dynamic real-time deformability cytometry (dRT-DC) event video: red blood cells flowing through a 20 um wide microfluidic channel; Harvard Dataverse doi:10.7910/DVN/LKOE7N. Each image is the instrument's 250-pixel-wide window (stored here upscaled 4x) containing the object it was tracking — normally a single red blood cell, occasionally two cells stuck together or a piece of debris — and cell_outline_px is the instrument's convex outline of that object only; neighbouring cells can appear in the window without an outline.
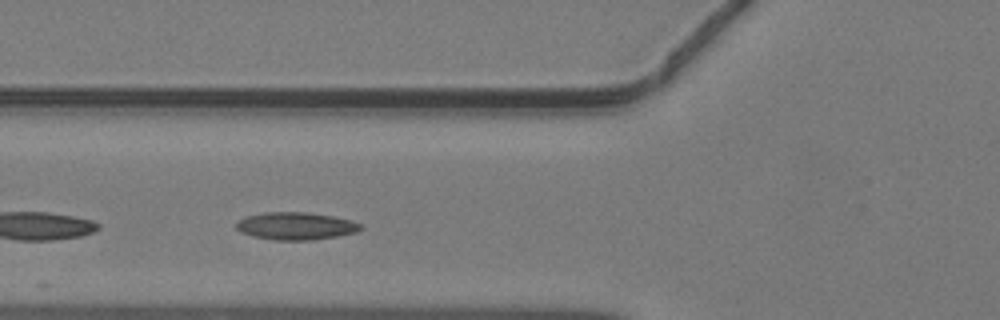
{"species": "common noctule bat (a hibernating species)", "species_latin": "Nyctalus noctula", "temperature_condition": "warm", "stored_images_in_passage": 13, "camera_frame_rate_fps": 3000, "um_per_image_px": 0.085, "animal": {"sex": "male", "body_mass_g": 19.2, "forearm_length_mm": 51.8}, "frame": {"image": 1, "passage_image": 4, "time_ms": 1.0, "image_size_px": [1000, 320], "cell_outline_px": [[364, 228], [356, 232], [336, 236], [312, 240], [276, 240], [252, 236], [240, 232], [236, 228], [236, 220], [248, 216], [264, 212], [308, 212], [332, 216], [352, 220], [360, 224]], "centroid_in_image_um": [25.13, 19.2], "position_along_channel_um": 100.7, "area_um2": 20.0}}
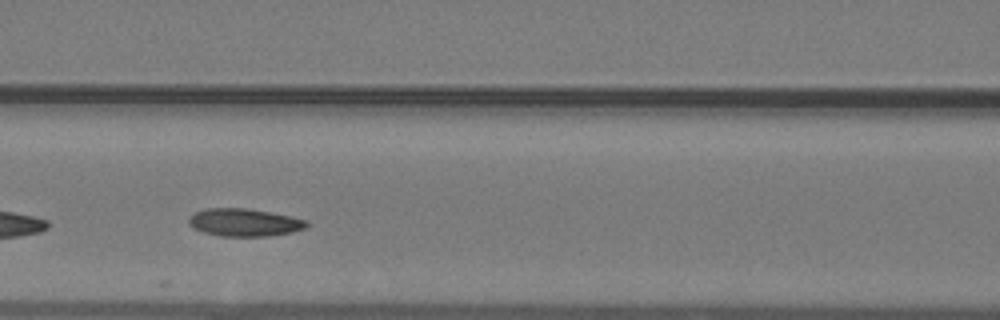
{"frame": {"image": 2, "passage_image": 7, "time_ms": 2.0, "image_size_px": [1000, 320], "cell_outline_px": [[308, 228], [292, 232], [268, 236], [220, 236], [204, 232], [192, 228], [188, 224], [188, 220], [196, 212], [208, 208], [248, 208], [308, 220]], "centroid_in_image_um": [20.78, 18.91], "position_along_channel_um": 145.8, "area_um2": 18.96}}
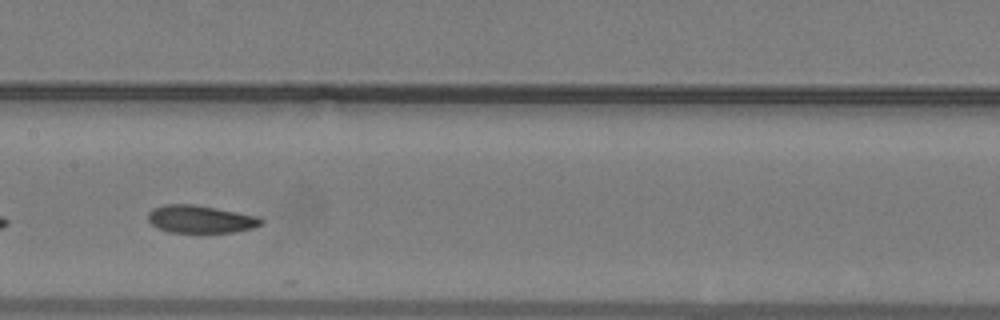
{"frame": {"image": 3, "passage_image": 10, "time_ms": 3.0, "image_size_px": [1000, 320], "cell_outline_px": [[264, 220], [260, 224], [252, 228], [232, 232], [168, 232], [152, 224], [148, 220], [148, 212], [152, 208], [164, 204], [192, 204], [216, 208], [260, 216]], "centroid_in_image_um": [17.03, 18.61], "position_along_channel_um": 190.4, "area_um2": 18.15}}